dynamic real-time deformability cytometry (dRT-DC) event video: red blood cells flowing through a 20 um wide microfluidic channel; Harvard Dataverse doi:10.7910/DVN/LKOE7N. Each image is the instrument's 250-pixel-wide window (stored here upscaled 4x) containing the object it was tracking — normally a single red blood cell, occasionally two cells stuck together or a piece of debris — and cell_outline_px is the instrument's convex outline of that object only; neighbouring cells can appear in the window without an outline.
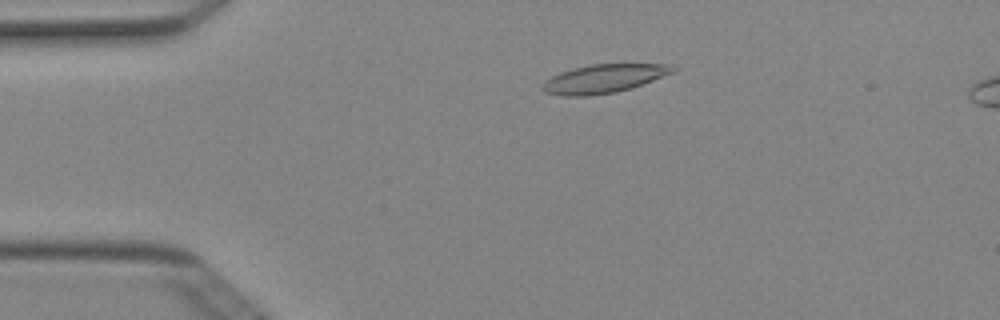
{"species": "Egyptian fruit bat (a non-hibernating species)", "species_latin": "Rousettus aegyptiacus", "temperature_condition": "cold", "stored_images_in_passage": 51, "segment_of_instrument_passage": [1, 2], "camera_frame_rate_fps": 3000, "um_per_image_px": 0.085, "animal": {"sex": "female"}, "frame": {"image": 1, "passage_image": 10, "time_ms": 3.0, "image_size_px": [1000, 320], "cell_outline_px": [[676, 72], [632, 88], [616, 92], [588, 96], [560, 96], [544, 92], [540, 88], [544, 80], [560, 72], [572, 68], [592, 64], [672, 64], [676, 68]], "centroid_in_image_um": [51.31, 6.69], "position_along_channel_um": 33.7, "area_um2": 22.02}}
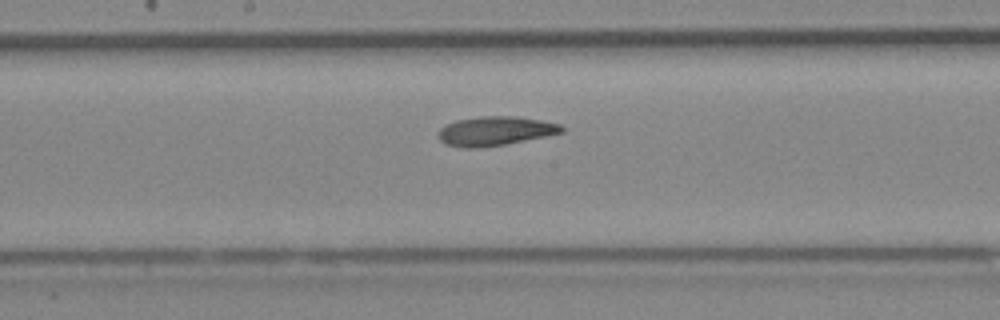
{"frame": {"image": 2, "passage_image": 26, "time_ms": 8.333, "image_size_px": [1000, 320], "cell_outline_px": [[564, 132], [504, 144], [476, 148], [464, 148], [444, 144], [436, 136], [436, 132], [444, 124], [456, 120], [480, 116], [516, 116], [540, 120], [560, 124], [564, 128]], "centroid_in_image_um": [42.01, 11.13], "position_along_channel_um": 206.2, "area_um2": 21.04}}
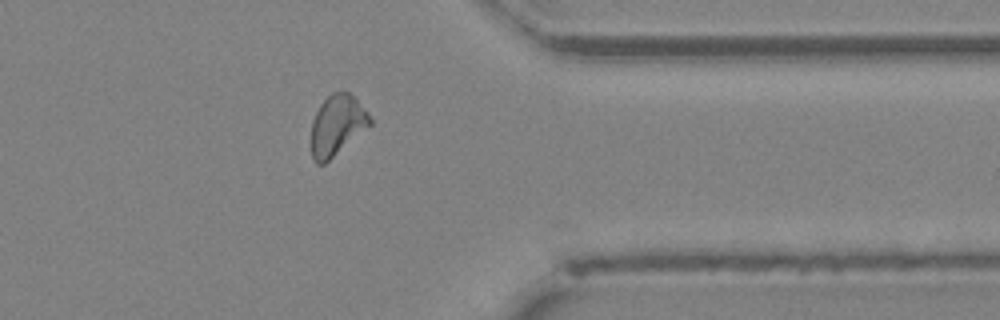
{"frame": {"image": 3, "passage_image": 40, "time_ms": 13.0, "image_size_px": [1000, 320], "cell_outline_px": [[372, 124], [324, 164], [316, 164], [312, 160], [312, 120], [320, 104], [332, 92], [348, 92], [356, 96], [372, 120]], "centroid_in_image_um": [28.65, 10.63], "position_along_channel_um": 382.7, "area_um2": 20.58}}